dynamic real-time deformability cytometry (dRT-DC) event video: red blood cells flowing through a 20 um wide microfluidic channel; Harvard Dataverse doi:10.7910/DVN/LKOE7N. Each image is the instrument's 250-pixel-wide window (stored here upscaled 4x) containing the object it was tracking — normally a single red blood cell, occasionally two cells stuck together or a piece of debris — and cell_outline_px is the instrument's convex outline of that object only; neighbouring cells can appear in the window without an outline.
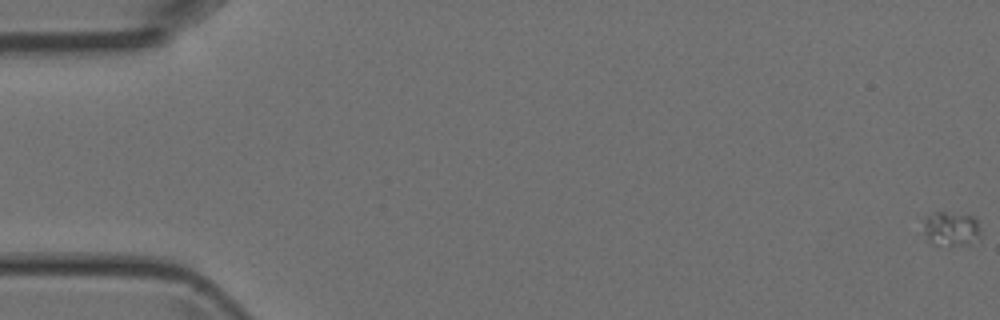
{"species": "Egyptian fruit bat (a non-hibernating species)", "species_latin": "Rousettus aegyptiacus", "temperature_condition": "room temperature", "stored_images_in_passage": 6, "camera_frame_rate_fps": 3000, "um_per_image_px": 0.085, "animal": {"sex": "female"}, "frame": {"image": 1, "passage_image": 1, "time_ms": 0.0, "image_size_px": [1000, 320], "cell_outline_px": [[980, 236], [968, 244], [936, 244], [928, 240], [924, 236], [924, 220], [928, 216], [936, 212], [944, 212], [976, 216], [980, 232]], "centroid_in_image_um": [80.85, 19.42], "position_along_channel_um": 4.2, "area_um2": 11.21}}